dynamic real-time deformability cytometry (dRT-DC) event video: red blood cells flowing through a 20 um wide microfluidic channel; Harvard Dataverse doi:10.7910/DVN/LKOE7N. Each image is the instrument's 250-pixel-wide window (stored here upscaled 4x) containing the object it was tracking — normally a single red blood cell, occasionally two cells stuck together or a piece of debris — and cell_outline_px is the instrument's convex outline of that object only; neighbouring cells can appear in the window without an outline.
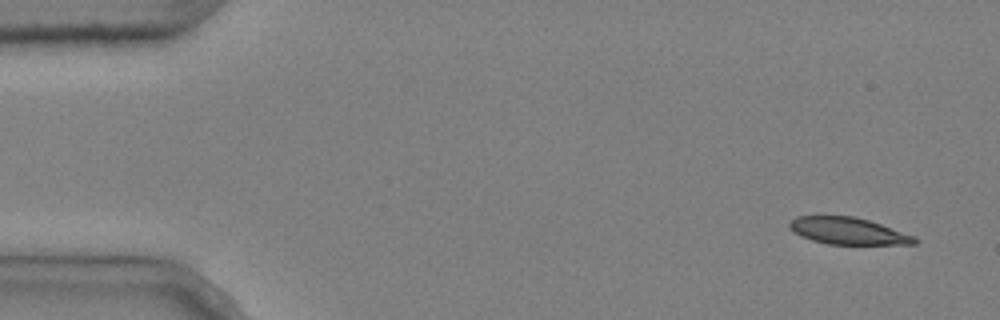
{"species": "common noctule bat (a hibernating species)", "species_latin": "Nyctalus noctula", "temperature_condition": "cold", "stored_images_in_passage": 4, "camera_frame_rate_fps": 3000, "um_per_image_px": 0.085, "animal": {"sex": "male", "body_mass_g": 20.4}, "frame": {"image": 1, "passage_image": 1, "time_ms": 0.0, "image_size_px": [1000, 320], "cell_outline_px": [[920, 240], [916, 244], [828, 244], [812, 240], [800, 236], [788, 228], [788, 224], [796, 216], [852, 216], [868, 220], [880, 224], [912, 236]], "centroid_in_image_um": [72.03, 19.63], "position_along_channel_um": 13.0, "area_um2": 19.36}}
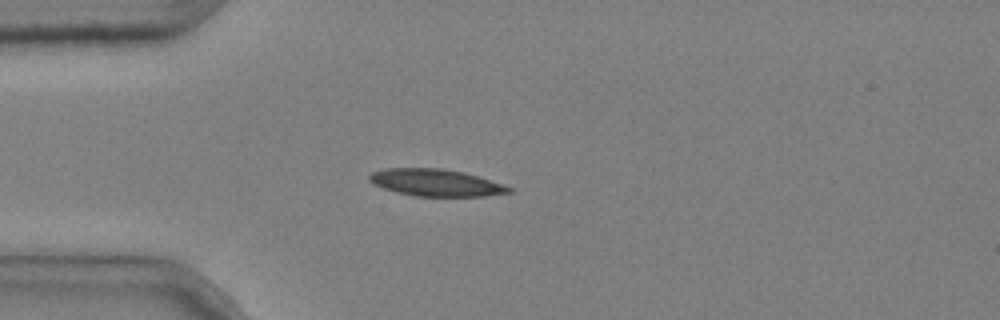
{"frame": {"image": 2, "passage_image": 4, "time_ms": 1.0, "image_size_px": [1000, 320], "cell_outline_px": [[512, 192], [484, 196], [416, 196], [396, 192], [384, 188], [368, 180], [368, 176], [372, 172], [384, 168], [444, 168], [464, 172], [504, 184], [512, 188]], "centroid_in_image_um": [37.05, 15.52], "position_along_channel_um": 47.9, "area_um2": 21.96}}